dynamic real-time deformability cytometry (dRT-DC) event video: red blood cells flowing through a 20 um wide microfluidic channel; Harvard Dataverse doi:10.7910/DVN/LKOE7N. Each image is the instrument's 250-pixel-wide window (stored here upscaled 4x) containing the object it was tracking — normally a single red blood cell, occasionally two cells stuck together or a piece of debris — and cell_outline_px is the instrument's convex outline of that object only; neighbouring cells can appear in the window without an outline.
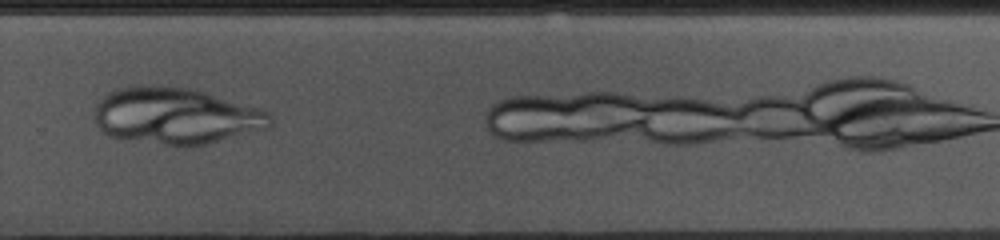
{"species": "common noctule bat (a hibernating species)", "species_latin": "Nyctalus noctula", "temperature_condition": "cold", "stored_images_in_passage": 30, "camera_frame_rate_fps": 3000, "um_per_image_px": 0.085, "animal": {"sex": "female", "body_mass_g": 10.0, "forearm_length_mm": 53.1}, "frame": {"image": 1, "passage_image": 22, "time_ms": 7.0, "image_size_px": [1000, 240], "cell_outline_px": [[272, 124], [268, 128], [204, 144], [164, 144], [112, 136], [104, 132], [96, 124], [92, 116], [96, 104], [108, 92], [116, 88], [136, 84], [168, 84], [192, 88], [264, 108], [272, 112]], "centroid_in_image_um": [14.96, 9.78], "position_along_channel_um": 314.8, "area_um2": 58.38}}